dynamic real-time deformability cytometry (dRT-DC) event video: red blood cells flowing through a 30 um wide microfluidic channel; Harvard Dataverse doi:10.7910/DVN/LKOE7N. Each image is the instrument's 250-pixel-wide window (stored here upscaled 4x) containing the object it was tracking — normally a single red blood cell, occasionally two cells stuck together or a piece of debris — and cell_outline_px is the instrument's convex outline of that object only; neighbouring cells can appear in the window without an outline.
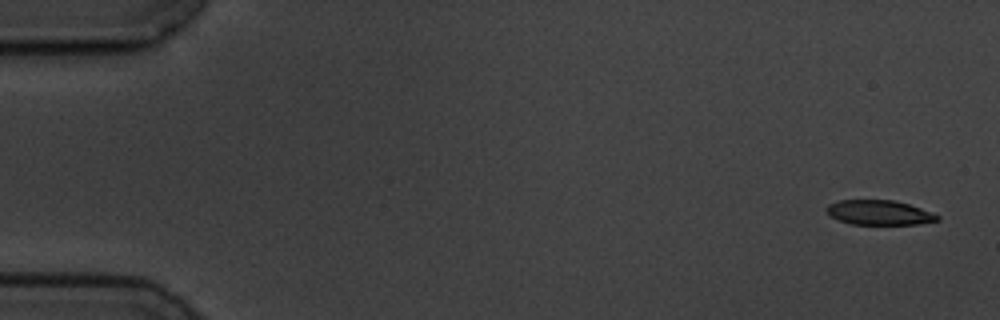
{"species": "common noctule bat (a hibernating species)", "species_latin": "Nyctalus noctula", "temperature_condition": "cold", "stored_images_in_passage": 5, "camera_frame_rate_fps": 3000, "um_per_image_px": 0.085, "animal": {"sex": "male", "body_mass_g": 19.5, "forearm_length_mm": 54.6}, "frame": {"image": 1, "passage_image": 1, "time_ms": 0.0, "image_size_px": [1000, 320], "cell_outline_px": [[940, 220], [916, 224], [852, 224], [840, 220], [832, 216], [824, 208], [828, 204], [840, 200], [892, 200], [908, 204], [920, 208], [940, 216]], "centroid_in_image_um": [74.72, 18.06], "position_along_channel_um": 10.3, "area_um2": 15.72}}
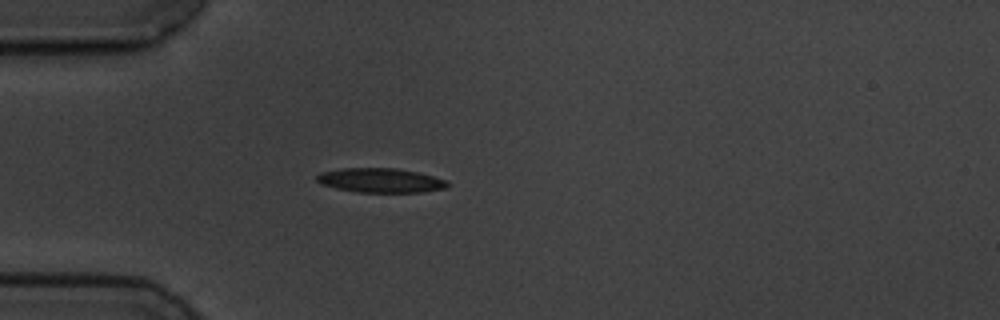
{"frame": {"image": 2, "passage_image": 5, "time_ms": 4.667, "image_size_px": [1000, 320], "cell_outline_px": [[448, 184], [444, 188], [420, 192], [360, 192], [336, 188], [320, 184], [316, 180], [316, 176], [320, 172], [344, 168], [396, 168], [416, 172], [432, 176], [444, 180]], "centroid_in_image_um": [32.27, 15.33], "position_along_channel_um": 52.7, "area_um2": 18.26}}